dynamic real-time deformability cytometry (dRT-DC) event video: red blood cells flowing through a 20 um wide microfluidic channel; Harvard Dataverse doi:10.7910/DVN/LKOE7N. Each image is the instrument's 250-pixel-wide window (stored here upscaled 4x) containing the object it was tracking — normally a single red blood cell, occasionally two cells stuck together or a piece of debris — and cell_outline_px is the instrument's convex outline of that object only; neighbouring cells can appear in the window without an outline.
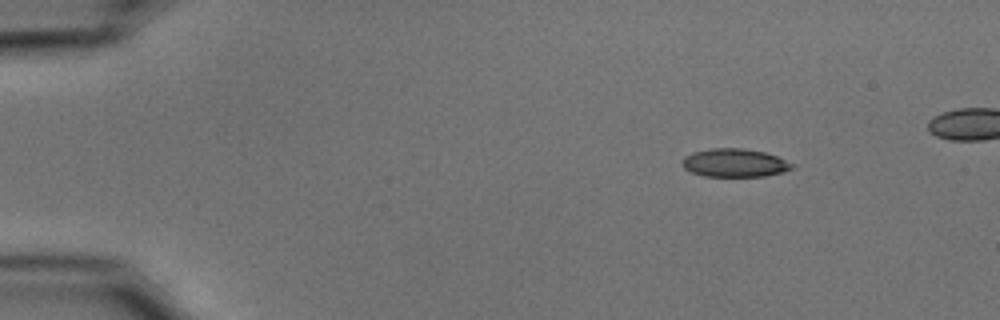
{"species": "common noctule bat (a hibernating species)", "species_latin": "Nyctalus noctula", "temperature_condition": "cold", "stored_images_in_passage": 45, "camera_frame_rate_fps": 3000, "um_per_image_px": 0.085, "animal": {"sex": "male", "body_mass_g": 15.6}, "frame": {"image": 1, "passage_image": 1, "time_ms": 0.0, "image_size_px": [1000, 320], "cell_outline_px": [[796, 164], [792, 168], [784, 172], [764, 176], [704, 176], [692, 172], [684, 168], [680, 164], [680, 160], [684, 156], [692, 152], [712, 148], [744, 148], [764, 152], [776, 156]], "centroid_in_image_um": [62.42, 13.84], "position_along_channel_um": 22.6, "area_um2": 18.26}}
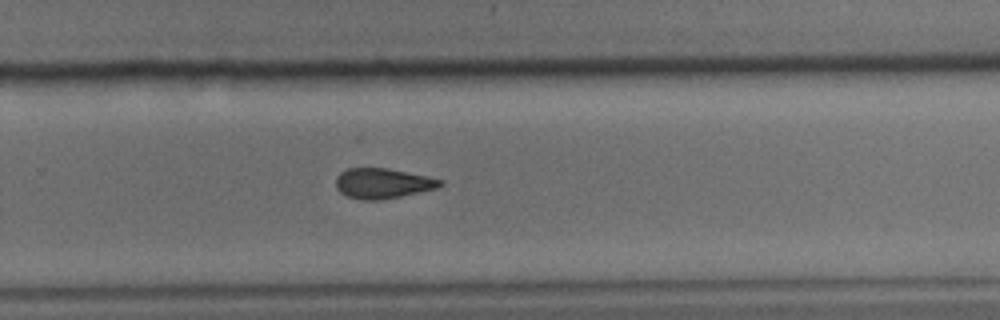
{"frame": {"image": 2, "passage_image": 30, "time_ms": 9.667, "image_size_px": [1000, 320], "cell_outline_px": [[444, 184], [436, 188], [400, 196], [380, 200], [364, 200], [348, 196], [340, 192], [336, 188], [336, 176], [340, 172], [348, 168], [388, 168], [444, 180]], "centroid_in_image_um": [32.51, 15.58], "position_along_channel_um": 297.3, "area_um2": 18.21}}
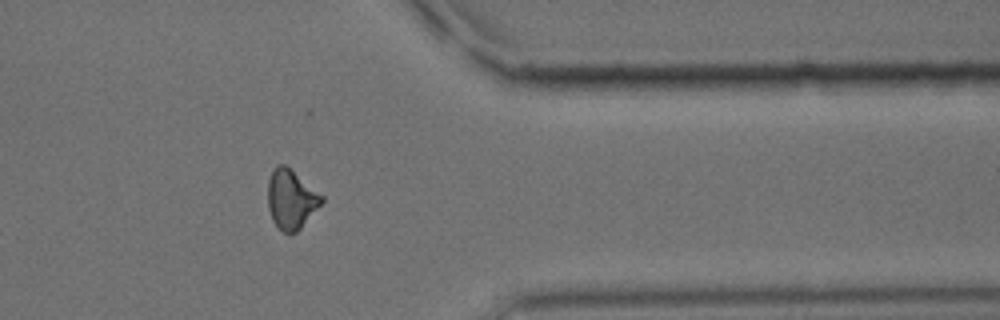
{"frame": {"image": 3, "passage_image": 38, "time_ms": 12.333, "image_size_px": [1000, 320], "cell_outline_px": [[324, 200], [300, 228], [296, 232], [284, 232], [276, 228], [272, 220], [268, 208], [268, 180], [276, 164], [284, 164], [324, 196]], "centroid_in_image_um": [24.72, 16.94], "position_along_channel_um": 386.7, "area_um2": 18.38}}